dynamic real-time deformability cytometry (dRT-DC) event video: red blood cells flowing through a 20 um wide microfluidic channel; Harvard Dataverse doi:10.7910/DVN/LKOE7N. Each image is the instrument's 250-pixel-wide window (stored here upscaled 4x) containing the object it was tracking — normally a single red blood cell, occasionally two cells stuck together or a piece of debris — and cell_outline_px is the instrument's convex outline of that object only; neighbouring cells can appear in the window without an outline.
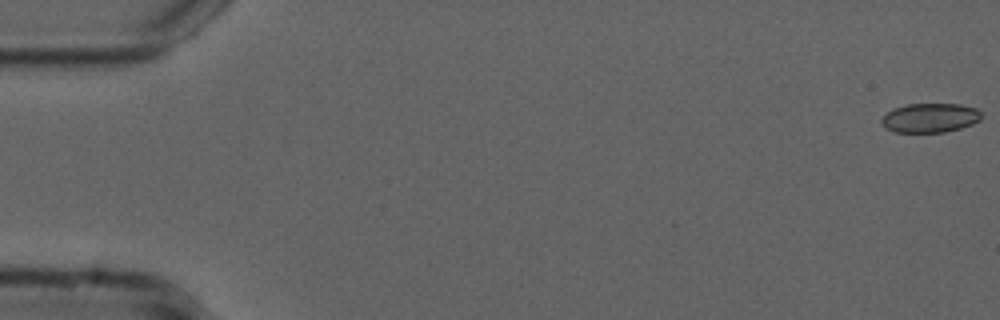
{"species": "common noctule bat (a hibernating species)", "species_latin": "Nyctalus noctula", "temperature_condition": "cold", "stored_images_in_passage": 55, "camera_frame_rate_fps": 3000, "um_per_image_px": 0.085, "animal": {"sex": "male", "forearm_length_mm": 52.5}, "frame": {"image": 1, "passage_image": 1, "time_ms": 0.0, "image_size_px": [1000, 320], "cell_outline_px": [[980, 120], [972, 124], [960, 128], [944, 132], [892, 132], [884, 128], [880, 120], [892, 108], [908, 104], [960, 104], [976, 108], [980, 112]], "centroid_in_image_um": [79.02, 10.02], "position_along_channel_um": 6.0, "area_um2": 17.05}}
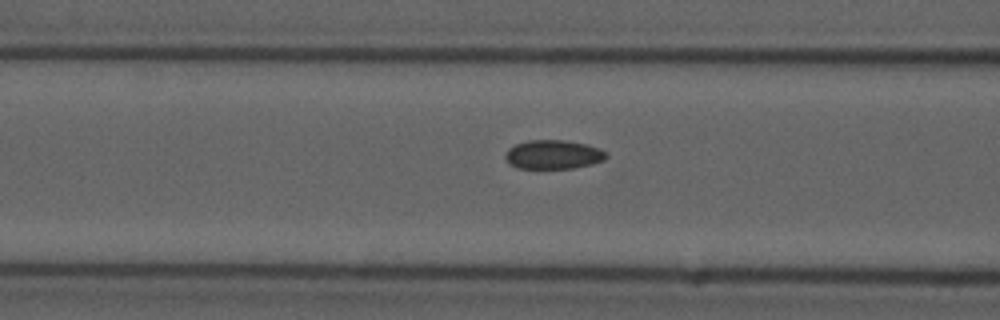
{"frame": {"image": 2, "passage_image": 22, "time_ms": 7.0, "image_size_px": [1000, 320], "cell_outline_px": [[608, 156], [604, 160], [592, 164], [572, 168], [516, 168], [508, 164], [504, 156], [508, 148], [516, 144], [528, 140], [564, 140], [588, 144], [600, 148], [608, 152]], "centroid_in_image_um": [47.04, 13.13], "position_along_channel_um": 119.6, "area_um2": 17.28}}
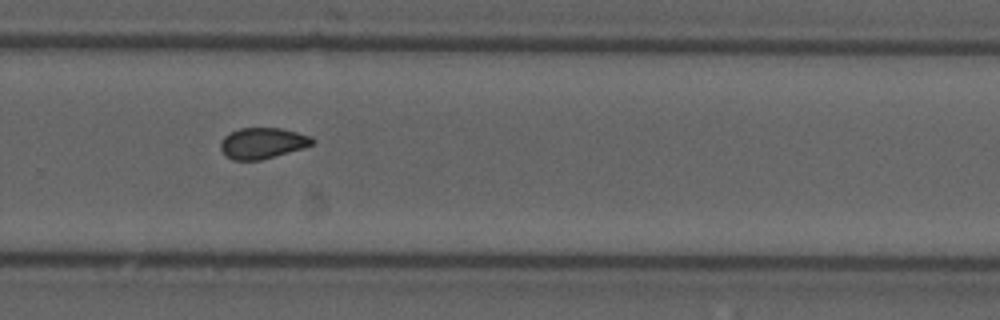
{"frame": {"image": 3, "passage_image": 37, "time_ms": 12.0, "image_size_px": [1000, 320], "cell_outline_px": [[316, 140], [312, 144], [304, 148], [260, 160], [232, 160], [220, 148], [220, 140], [228, 132], [240, 128], [280, 128], [312, 136]], "centroid_in_image_um": [22.31, 12.16], "position_along_channel_um": 307.5, "area_um2": 16.59}, "authors_computed_cell_mechanics": {"area_um2": 17.1088, "velocity_mm_per_s": 3.7641, "shape_relaxation_time_tau1_ms": null, "shape_relaxation_time_tau2_ms": 1.8367, "deformation_change_tau1": null, "deformation_change_tau2": 0.0462}}